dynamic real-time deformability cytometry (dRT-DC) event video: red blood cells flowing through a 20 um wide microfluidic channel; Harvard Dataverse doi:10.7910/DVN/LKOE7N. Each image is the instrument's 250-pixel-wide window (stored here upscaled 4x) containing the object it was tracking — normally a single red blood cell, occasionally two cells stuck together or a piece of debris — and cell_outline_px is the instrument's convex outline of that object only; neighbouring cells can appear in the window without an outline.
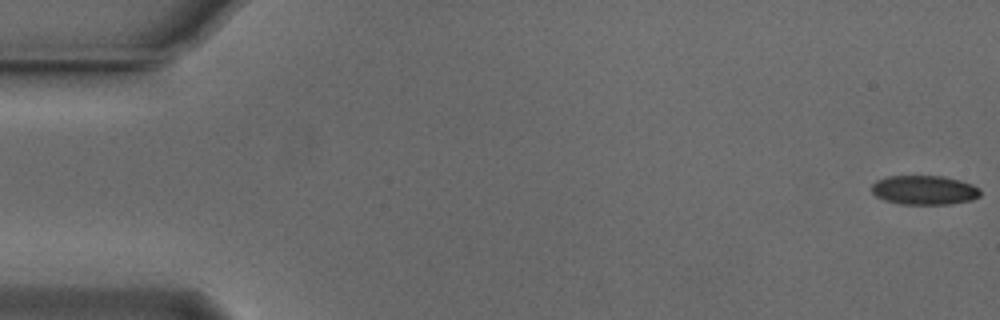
{"species": "Egyptian fruit bat (a non-hibernating species)", "species_latin": "Rousettus aegyptiacus", "temperature_condition": "cold", "stored_images_in_passage": 56, "segment_of_instrument_passage": [1, 2], "camera_frame_rate_fps": 3000, "um_per_image_px": 0.085, "animal": {"sex": "male"}, "frame": {"image": 1, "passage_image": 1, "time_ms": 0.0, "image_size_px": [1000, 320], "cell_outline_px": [[980, 196], [972, 200], [948, 204], [900, 204], [884, 200], [876, 196], [872, 192], [872, 184], [876, 180], [888, 176], [944, 176], [960, 180], [972, 184], [980, 188]], "centroid_in_image_um": [78.57, 16.15], "position_along_channel_um": 6.4, "area_um2": 18.61}}
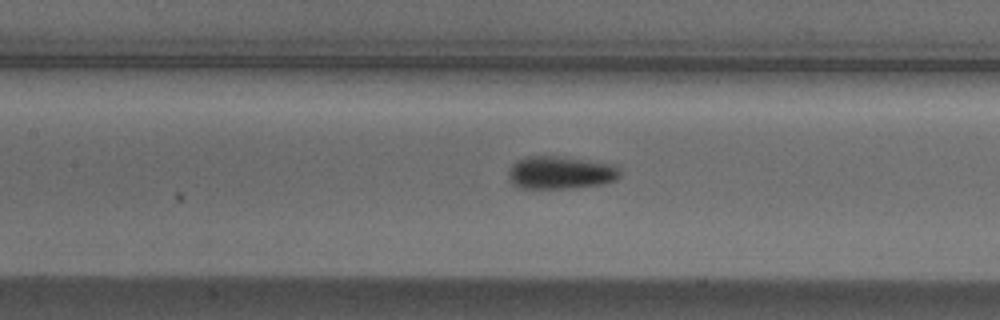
{"frame": {"image": 2, "passage_image": 25, "time_ms": 8.0, "image_size_px": [1000, 320], "cell_outline_px": [[620, 176], [616, 180], [600, 184], [568, 188], [520, 188], [512, 184], [508, 180], [508, 168], [516, 160], [524, 156], [556, 156], [616, 164], [620, 168]], "centroid_in_image_um": [47.61, 14.66], "position_along_channel_um": 159.8, "area_um2": 21.56}}
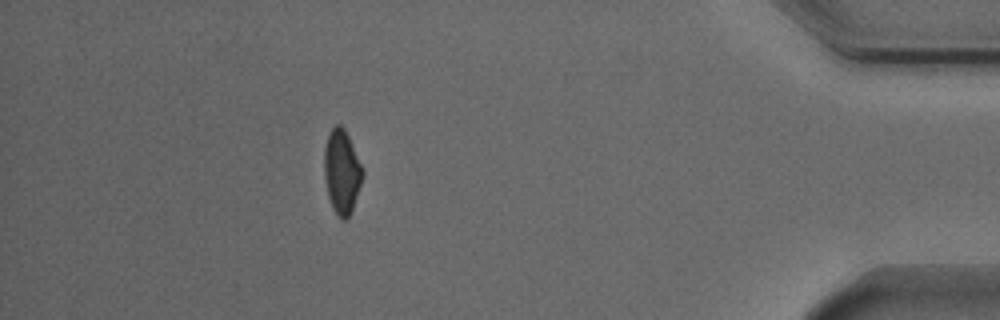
{"frame": {"image": 3, "passage_image": 49, "time_ms": 16.0, "image_size_px": [1000, 320], "cell_outline_px": [[364, 176], [352, 208], [348, 216], [344, 220], [340, 220], [332, 208], [328, 196], [324, 180], [324, 148], [328, 132], [336, 124], [340, 124], [344, 128], [348, 136], [364, 172]], "centroid_in_image_um": [29.03, 14.59], "position_along_channel_um": 406.2, "area_um2": 18.79}}